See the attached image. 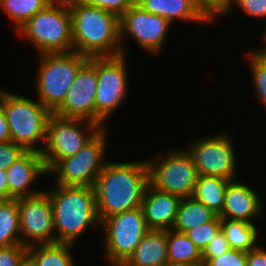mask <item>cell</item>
<instances>
[{"instance_id":"cell-9","label":"cell","mask_w":266,"mask_h":266,"mask_svg":"<svg viewBox=\"0 0 266 266\" xmlns=\"http://www.w3.org/2000/svg\"><path fill=\"white\" fill-rule=\"evenodd\" d=\"M100 228L105 232V258L112 266H121L149 231L141 207L106 218Z\"/></svg>"},{"instance_id":"cell-36","label":"cell","mask_w":266,"mask_h":266,"mask_svg":"<svg viewBox=\"0 0 266 266\" xmlns=\"http://www.w3.org/2000/svg\"><path fill=\"white\" fill-rule=\"evenodd\" d=\"M234 3L246 15L266 18V0H235Z\"/></svg>"},{"instance_id":"cell-10","label":"cell","mask_w":266,"mask_h":266,"mask_svg":"<svg viewBox=\"0 0 266 266\" xmlns=\"http://www.w3.org/2000/svg\"><path fill=\"white\" fill-rule=\"evenodd\" d=\"M106 130L102 128L74 156L59 160L48 171V174H56L55 184L94 187L98 175L107 163L103 159L108 141Z\"/></svg>"},{"instance_id":"cell-42","label":"cell","mask_w":266,"mask_h":266,"mask_svg":"<svg viewBox=\"0 0 266 266\" xmlns=\"http://www.w3.org/2000/svg\"><path fill=\"white\" fill-rule=\"evenodd\" d=\"M265 32H263V34H262V38H263V40L265 41L266 40V29L264 30Z\"/></svg>"},{"instance_id":"cell-32","label":"cell","mask_w":266,"mask_h":266,"mask_svg":"<svg viewBox=\"0 0 266 266\" xmlns=\"http://www.w3.org/2000/svg\"><path fill=\"white\" fill-rule=\"evenodd\" d=\"M87 5L95 6L113 13L120 18L136 0H81Z\"/></svg>"},{"instance_id":"cell-18","label":"cell","mask_w":266,"mask_h":266,"mask_svg":"<svg viewBox=\"0 0 266 266\" xmlns=\"http://www.w3.org/2000/svg\"><path fill=\"white\" fill-rule=\"evenodd\" d=\"M259 193L252 187L232 180L228 183L221 219L242 220L252 224L253 219L263 214V204Z\"/></svg>"},{"instance_id":"cell-11","label":"cell","mask_w":266,"mask_h":266,"mask_svg":"<svg viewBox=\"0 0 266 266\" xmlns=\"http://www.w3.org/2000/svg\"><path fill=\"white\" fill-rule=\"evenodd\" d=\"M125 55L96 57L97 91L95 96V124L101 128L128 92Z\"/></svg>"},{"instance_id":"cell-4","label":"cell","mask_w":266,"mask_h":266,"mask_svg":"<svg viewBox=\"0 0 266 266\" xmlns=\"http://www.w3.org/2000/svg\"><path fill=\"white\" fill-rule=\"evenodd\" d=\"M38 54L73 52L72 19L68 1L54 0L16 31Z\"/></svg>"},{"instance_id":"cell-39","label":"cell","mask_w":266,"mask_h":266,"mask_svg":"<svg viewBox=\"0 0 266 266\" xmlns=\"http://www.w3.org/2000/svg\"><path fill=\"white\" fill-rule=\"evenodd\" d=\"M9 200V186L6 170L0 169V201Z\"/></svg>"},{"instance_id":"cell-38","label":"cell","mask_w":266,"mask_h":266,"mask_svg":"<svg viewBox=\"0 0 266 266\" xmlns=\"http://www.w3.org/2000/svg\"><path fill=\"white\" fill-rule=\"evenodd\" d=\"M11 141V136L4 114L2 104H1V89H0V142H9Z\"/></svg>"},{"instance_id":"cell-8","label":"cell","mask_w":266,"mask_h":266,"mask_svg":"<svg viewBox=\"0 0 266 266\" xmlns=\"http://www.w3.org/2000/svg\"><path fill=\"white\" fill-rule=\"evenodd\" d=\"M146 160L149 184L181 198L192 197L199 173L192 156L184 148Z\"/></svg>"},{"instance_id":"cell-28","label":"cell","mask_w":266,"mask_h":266,"mask_svg":"<svg viewBox=\"0 0 266 266\" xmlns=\"http://www.w3.org/2000/svg\"><path fill=\"white\" fill-rule=\"evenodd\" d=\"M247 55L255 96L266 108V48L251 52L248 50Z\"/></svg>"},{"instance_id":"cell-17","label":"cell","mask_w":266,"mask_h":266,"mask_svg":"<svg viewBox=\"0 0 266 266\" xmlns=\"http://www.w3.org/2000/svg\"><path fill=\"white\" fill-rule=\"evenodd\" d=\"M182 198L160 191L148 184L141 208L149 230H171Z\"/></svg>"},{"instance_id":"cell-22","label":"cell","mask_w":266,"mask_h":266,"mask_svg":"<svg viewBox=\"0 0 266 266\" xmlns=\"http://www.w3.org/2000/svg\"><path fill=\"white\" fill-rule=\"evenodd\" d=\"M217 216L206 205L193 197L182 198L172 229L177 232L186 233L196 226L213 221Z\"/></svg>"},{"instance_id":"cell-29","label":"cell","mask_w":266,"mask_h":266,"mask_svg":"<svg viewBox=\"0 0 266 266\" xmlns=\"http://www.w3.org/2000/svg\"><path fill=\"white\" fill-rule=\"evenodd\" d=\"M220 229L221 218L217 216L213 221L196 226L185 234L201 251H203Z\"/></svg>"},{"instance_id":"cell-16","label":"cell","mask_w":266,"mask_h":266,"mask_svg":"<svg viewBox=\"0 0 266 266\" xmlns=\"http://www.w3.org/2000/svg\"><path fill=\"white\" fill-rule=\"evenodd\" d=\"M9 186V200L28 197L40 193L42 190H33L30 186L40 178L47 175L48 171L41 152L27 150L7 170Z\"/></svg>"},{"instance_id":"cell-5","label":"cell","mask_w":266,"mask_h":266,"mask_svg":"<svg viewBox=\"0 0 266 266\" xmlns=\"http://www.w3.org/2000/svg\"><path fill=\"white\" fill-rule=\"evenodd\" d=\"M1 104L6 116L11 141L26 150L41 152L46 142L47 122L52 112L36 101L17 93L1 90Z\"/></svg>"},{"instance_id":"cell-25","label":"cell","mask_w":266,"mask_h":266,"mask_svg":"<svg viewBox=\"0 0 266 266\" xmlns=\"http://www.w3.org/2000/svg\"><path fill=\"white\" fill-rule=\"evenodd\" d=\"M168 261L190 264H203L202 251L185 233L167 230Z\"/></svg>"},{"instance_id":"cell-19","label":"cell","mask_w":266,"mask_h":266,"mask_svg":"<svg viewBox=\"0 0 266 266\" xmlns=\"http://www.w3.org/2000/svg\"><path fill=\"white\" fill-rule=\"evenodd\" d=\"M142 9L169 20L197 23L198 27L212 20L199 7L197 0H136Z\"/></svg>"},{"instance_id":"cell-33","label":"cell","mask_w":266,"mask_h":266,"mask_svg":"<svg viewBox=\"0 0 266 266\" xmlns=\"http://www.w3.org/2000/svg\"><path fill=\"white\" fill-rule=\"evenodd\" d=\"M203 266H247V253L229 249L225 254L208 260Z\"/></svg>"},{"instance_id":"cell-13","label":"cell","mask_w":266,"mask_h":266,"mask_svg":"<svg viewBox=\"0 0 266 266\" xmlns=\"http://www.w3.org/2000/svg\"><path fill=\"white\" fill-rule=\"evenodd\" d=\"M17 205L22 245L57 243L53 209L46 189L32 196L17 198Z\"/></svg>"},{"instance_id":"cell-6","label":"cell","mask_w":266,"mask_h":266,"mask_svg":"<svg viewBox=\"0 0 266 266\" xmlns=\"http://www.w3.org/2000/svg\"><path fill=\"white\" fill-rule=\"evenodd\" d=\"M38 60L37 99L53 113L89 57L77 52L43 53L38 54Z\"/></svg>"},{"instance_id":"cell-30","label":"cell","mask_w":266,"mask_h":266,"mask_svg":"<svg viewBox=\"0 0 266 266\" xmlns=\"http://www.w3.org/2000/svg\"><path fill=\"white\" fill-rule=\"evenodd\" d=\"M28 247L22 244L0 247V266H20L27 257Z\"/></svg>"},{"instance_id":"cell-40","label":"cell","mask_w":266,"mask_h":266,"mask_svg":"<svg viewBox=\"0 0 266 266\" xmlns=\"http://www.w3.org/2000/svg\"><path fill=\"white\" fill-rule=\"evenodd\" d=\"M163 266H203V264H190V263H179V262L168 261Z\"/></svg>"},{"instance_id":"cell-21","label":"cell","mask_w":266,"mask_h":266,"mask_svg":"<svg viewBox=\"0 0 266 266\" xmlns=\"http://www.w3.org/2000/svg\"><path fill=\"white\" fill-rule=\"evenodd\" d=\"M229 182L230 180L220 176L199 175L192 197L219 216L224 208L225 194Z\"/></svg>"},{"instance_id":"cell-41","label":"cell","mask_w":266,"mask_h":266,"mask_svg":"<svg viewBox=\"0 0 266 266\" xmlns=\"http://www.w3.org/2000/svg\"><path fill=\"white\" fill-rule=\"evenodd\" d=\"M20 266H35V265L28 257H26L25 260L20 264Z\"/></svg>"},{"instance_id":"cell-31","label":"cell","mask_w":266,"mask_h":266,"mask_svg":"<svg viewBox=\"0 0 266 266\" xmlns=\"http://www.w3.org/2000/svg\"><path fill=\"white\" fill-rule=\"evenodd\" d=\"M27 150L13 141L0 142V169L7 170Z\"/></svg>"},{"instance_id":"cell-35","label":"cell","mask_w":266,"mask_h":266,"mask_svg":"<svg viewBox=\"0 0 266 266\" xmlns=\"http://www.w3.org/2000/svg\"><path fill=\"white\" fill-rule=\"evenodd\" d=\"M235 0H197L199 7L211 19H216V16L227 14L233 9Z\"/></svg>"},{"instance_id":"cell-1","label":"cell","mask_w":266,"mask_h":266,"mask_svg":"<svg viewBox=\"0 0 266 266\" xmlns=\"http://www.w3.org/2000/svg\"><path fill=\"white\" fill-rule=\"evenodd\" d=\"M149 184L146 160L139 162H107L94 184L99 222L141 207Z\"/></svg>"},{"instance_id":"cell-14","label":"cell","mask_w":266,"mask_h":266,"mask_svg":"<svg viewBox=\"0 0 266 266\" xmlns=\"http://www.w3.org/2000/svg\"><path fill=\"white\" fill-rule=\"evenodd\" d=\"M172 23L155 14L142 9L136 3L133 4L120 18V44L126 33L150 54H159L168 36Z\"/></svg>"},{"instance_id":"cell-37","label":"cell","mask_w":266,"mask_h":266,"mask_svg":"<svg viewBox=\"0 0 266 266\" xmlns=\"http://www.w3.org/2000/svg\"><path fill=\"white\" fill-rule=\"evenodd\" d=\"M247 266H266V249L257 245L247 252Z\"/></svg>"},{"instance_id":"cell-20","label":"cell","mask_w":266,"mask_h":266,"mask_svg":"<svg viewBox=\"0 0 266 266\" xmlns=\"http://www.w3.org/2000/svg\"><path fill=\"white\" fill-rule=\"evenodd\" d=\"M167 262V231L149 230L121 266H163Z\"/></svg>"},{"instance_id":"cell-2","label":"cell","mask_w":266,"mask_h":266,"mask_svg":"<svg viewBox=\"0 0 266 266\" xmlns=\"http://www.w3.org/2000/svg\"><path fill=\"white\" fill-rule=\"evenodd\" d=\"M73 52L91 57L126 55L120 44L119 18L81 0H69Z\"/></svg>"},{"instance_id":"cell-15","label":"cell","mask_w":266,"mask_h":266,"mask_svg":"<svg viewBox=\"0 0 266 266\" xmlns=\"http://www.w3.org/2000/svg\"><path fill=\"white\" fill-rule=\"evenodd\" d=\"M96 91V57H91L80 68L65 100L53 113L61 117L84 119L95 123Z\"/></svg>"},{"instance_id":"cell-24","label":"cell","mask_w":266,"mask_h":266,"mask_svg":"<svg viewBox=\"0 0 266 266\" xmlns=\"http://www.w3.org/2000/svg\"><path fill=\"white\" fill-rule=\"evenodd\" d=\"M221 229L230 249L247 253L257 246L256 224L242 220L221 219Z\"/></svg>"},{"instance_id":"cell-7","label":"cell","mask_w":266,"mask_h":266,"mask_svg":"<svg viewBox=\"0 0 266 266\" xmlns=\"http://www.w3.org/2000/svg\"><path fill=\"white\" fill-rule=\"evenodd\" d=\"M101 129L88 120L52 113L47 122L46 142L41 151L47 171L59 160L74 156Z\"/></svg>"},{"instance_id":"cell-34","label":"cell","mask_w":266,"mask_h":266,"mask_svg":"<svg viewBox=\"0 0 266 266\" xmlns=\"http://www.w3.org/2000/svg\"><path fill=\"white\" fill-rule=\"evenodd\" d=\"M230 249L227 239L224 236L223 230L220 229L216 236L202 251L203 265L210 259L225 254Z\"/></svg>"},{"instance_id":"cell-26","label":"cell","mask_w":266,"mask_h":266,"mask_svg":"<svg viewBox=\"0 0 266 266\" xmlns=\"http://www.w3.org/2000/svg\"><path fill=\"white\" fill-rule=\"evenodd\" d=\"M21 244L17 199L0 201V247Z\"/></svg>"},{"instance_id":"cell-12","label":"cell","mask_w":266,"mask_h":266,"mask_svg":"<svg viewBox=\"0 0 266 266\" xmlns=\"http://www.w3.org/2000/svg\"><path fill=\"white\" fill-rule=\"evenodd\" d=\"M199 138L185 149L192 156L199 175L220 176L236 179V152L231 137L226 131Z\"/></svg>"},{"instance_id":"cell-23","label":"cell","mask_w":266,"mask_h":266,"mask_svg":"<svg viewBox=\"0 0 266 266\" xmlns=\"http://www.w3.org/2000/svg\"><path fill=\"white\" fill-rule=\"evenodd\" d=\"M70 243L38 244L28 247L27 257L35 266H75Z\"/></svg>"},{"instance_id":"cell-3","label":"cell","mask_w":266,"mask_h":266,"mask_svg":"<svg viewBox=\"0 0 266 266\" xmlns=\"http://www.w3.org/2000/svg\"><path fill=\"white\" fill-rule=\"evenodd\" d=\"M49 194L57 243L75 244L93 227L100 228L94 187L56 185Z\"/></svg>"},{"instance_id":"cell-27","label":"cell","mask_w":266,"mask_h":266,"mask_svg":"<svg viewBox=\"0 0 266 266\" xmlns=\"http://www.w3.org/2000/svg\"><path fill=\"white\" fill-rule=\"evenodd\" d=\"M54 0H2V9L8 18L15 23L16 30L20 29L31 17L46 8Z\"/></svg>"}]
</instances>
